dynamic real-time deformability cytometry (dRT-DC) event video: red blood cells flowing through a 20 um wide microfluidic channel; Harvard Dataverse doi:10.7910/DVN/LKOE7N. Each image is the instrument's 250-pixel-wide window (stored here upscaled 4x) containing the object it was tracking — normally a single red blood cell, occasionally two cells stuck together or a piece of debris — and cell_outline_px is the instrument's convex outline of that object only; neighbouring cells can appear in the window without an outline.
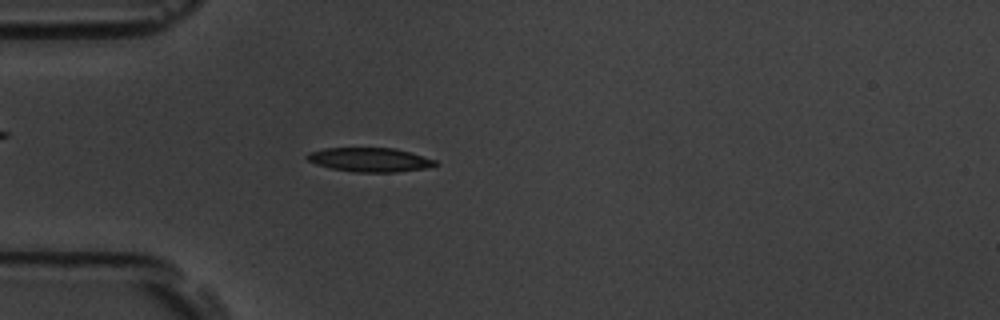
{"species": "common noctule bat (a hibernating species)", "species_latin": "Nyctalus noctula", "temperature_condition": "room temperature", "stored_images_in_passage": 42, "camera_frame_rate_fps": 3000, "um_per_image_px": 0.085, "animal": {"sex": "male", "body_mass_g": 19.5, "forearm_length_mm": 54.6}, "frame": {"image": 1, "passage_image": 2, "time_ms": 0.333, "image_size_px": [1000, 320], "cell_outline_px": [[440, 164], [424, 168], [396, 172], [356, 172], [332, 168], [316, 164], [308, 160], [304, 156], [308, 152], [324, 148], [396, 148], [436, 160]], "centroid_in_image_um": [31.42, 13.57], "position_along_channel_um": 53.6, "area_um2": 17.92}}
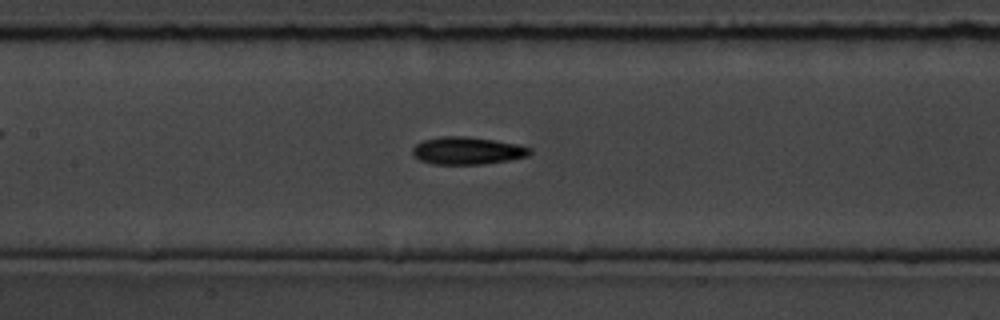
{"frame": {"image": 2, "passage_image": 12, "time_ms": 3.667, "image_size_px": [1000, 320], "cell_outline_px": [[532, 152], [528, 156], [508, 160], [484, 164], [432, 164], [420, 160], [412, 152], [412, 148], [416, 144], [424, 140], [440, 136], [468, 136], [496, 140], [516, 144], [532, 148]], "centroid_in_image_um": [39.74, 12.8], "position_along_channel_um": 167.7, "area_um2": 18.84}}
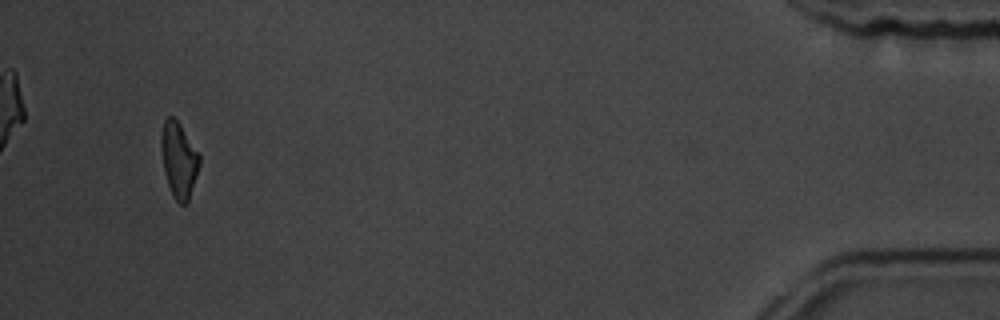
{"frame": {"image": 3, "passage_image": 39, "time_ms": 12.667, "image_size_px": [1000, 320], "cell_outline_px": [[200, 164], [188, 204], [180, 204], [176, 200], [168, 184], [164, 172], [160, 148], [160, 136], [164, 120], [168, 116], [172, 116], [180, 124], [200, 156]], "centroid_in_image_um": [15.19, 13.59], "position_along_channel_um": 420.0, "area_um2": 16.82}, "authors_computed_cell_mechanics": {"area_um2": 18.0625, "velocity_mm_per_s": 3.6565, "shape_relaxation_time_tau1_ms": 3.8358, "shape_relaxation_time_tau2_ms": 5.385, "deformation_change_tau1": 0.1293, "deformation_change_tau2": 0.1361}}